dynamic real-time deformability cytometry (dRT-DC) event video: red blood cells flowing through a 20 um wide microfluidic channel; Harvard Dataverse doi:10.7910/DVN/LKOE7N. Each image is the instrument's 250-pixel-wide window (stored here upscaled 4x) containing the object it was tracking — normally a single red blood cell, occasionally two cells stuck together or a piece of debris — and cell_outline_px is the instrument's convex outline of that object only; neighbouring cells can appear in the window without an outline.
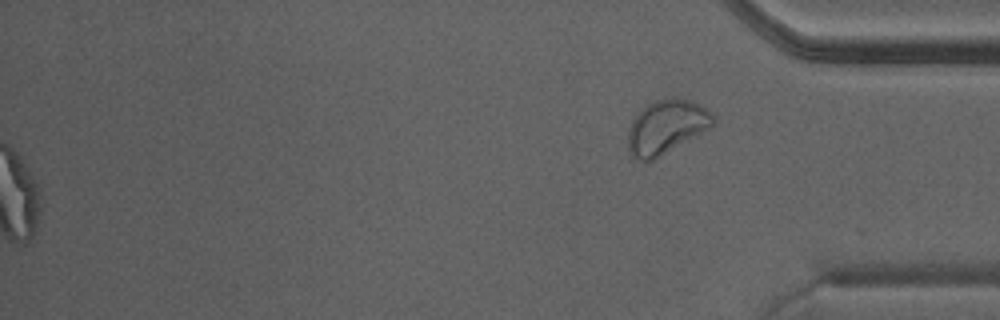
{"species": "Egyptian fruit bat (a non-hibernating species)", "species_latin": "Rousettus aegyptiacus", "temperature_condition": "warm", "stored_images_in_passage": 30, "camera_frame_rate_fps": 3000, "um_per_image_px": 0.085, "animal": {"sex": "male"}, "frame": {"image": 1, "passage_image": 30, "time_ms": 9.667, "image_size_px": [1000, 320], "cell_outline_px": [[716, 124], [660, 156], [652, 160], [632, 160], [628, 152], [628, 128], [636, 112], [644, 104], [652, 100], [664, 96], [676, 96], [692, 100], [708, 108], [716, 116]], "centroid_in_image_um": [56.63, 10.72], "position_along_channel_um": 378.6, "area_um2": 27.69}}